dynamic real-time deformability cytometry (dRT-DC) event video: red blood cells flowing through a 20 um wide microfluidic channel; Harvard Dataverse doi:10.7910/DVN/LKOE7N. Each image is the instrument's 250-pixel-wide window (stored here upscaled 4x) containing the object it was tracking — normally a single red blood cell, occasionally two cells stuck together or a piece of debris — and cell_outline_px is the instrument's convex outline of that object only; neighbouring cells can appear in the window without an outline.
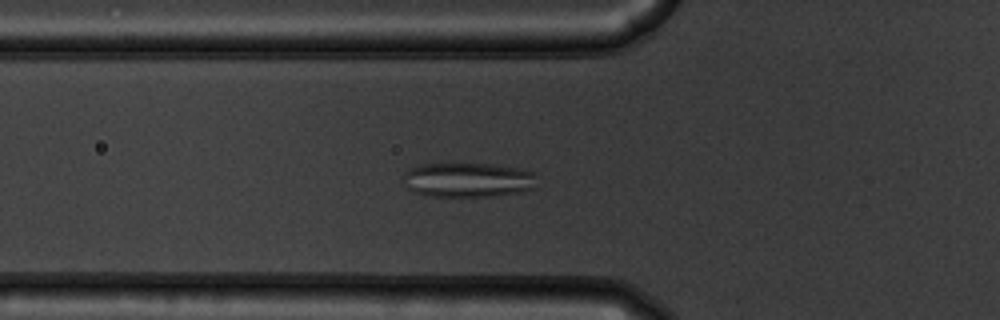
{"species": "common noctule bat (a hibernating species)", "species_latin": "Nyctalus noctula", "temperature_condition": "warm", "stored_images_in_passage": 43, "camera_frame_rate_fps": 3000, "um_per_image_px": 0.085, "animal": {"sex": "male", "body_mass_g": 19.5, "forearm_length_mm": 54.6}, "frame": {"image": 1, "passage_image": 9, "time_ms": 2.667, "image_size_px": [1000, 320], "cell_outline_px": [[536, 188], [520, 192], [492, 196], [428, 196], [412, 192], [408, 188], [404, 176], [404, 172], [408, 168], [424, 164], [492, 164], [520, 168], [536, 172]], "centroid_in_image_um": [39.82, 15.29], "position_along_channel_um": 86.0, "area_um2": 27.11}}
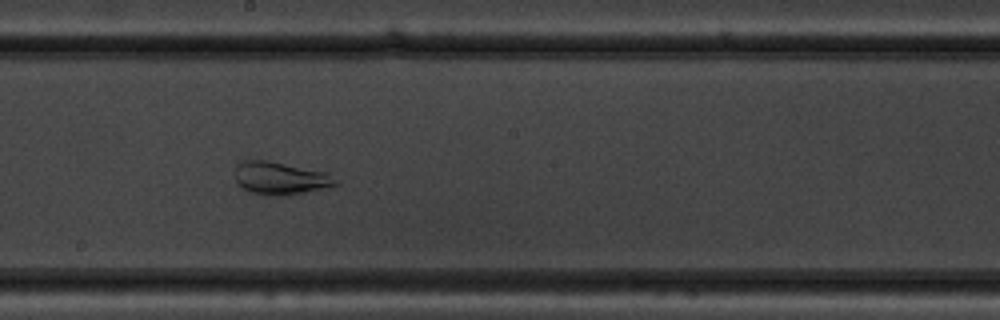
{"frame": {"image": 2, "passage_image": 20, "time_ms": 6.333, "image_size_px": [1000, 320], "cell_outline_px": [[340, 184], [328, 188], [284, 196], [268, 196], [252, 192], [244, 188], [236, 180], [236, 164], [244, 160], [264, 160], [328, 172], [340, 180]], "centroid_in_image_um": [23.92, 15.16], "position_along_channel_um": 224.3, "area_um2": 19.36}}
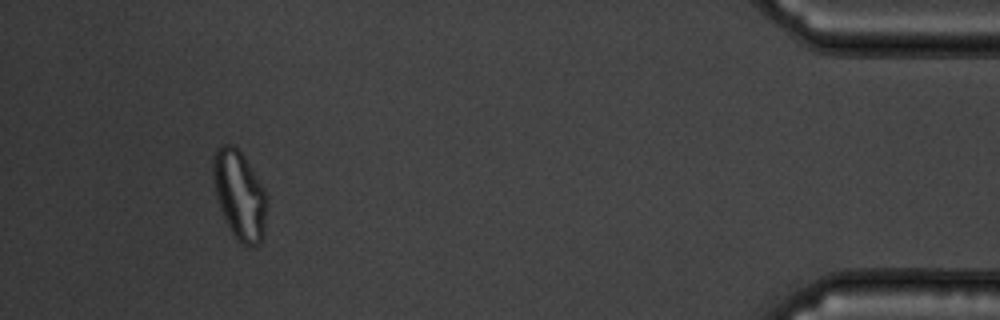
{"frame": {"image": 3, "passage_image": 40, "time_ms": 13.0, "image_size_px": [1000, 320], "cell_outline_px": [[268, 200], [264, 236], [260, 244], [252, 248], [248, 248], [236, 240], [220, 208], [216, 196], [212, 176], [212, 160], [216, 148], [220, 144], [232, 144], [244, 156], [264, 188], [268, 196]], "centroid_in_image_um": [20.38, 16.6], "position_along_channel_um": 414.8, "area_um2": 28.32}}